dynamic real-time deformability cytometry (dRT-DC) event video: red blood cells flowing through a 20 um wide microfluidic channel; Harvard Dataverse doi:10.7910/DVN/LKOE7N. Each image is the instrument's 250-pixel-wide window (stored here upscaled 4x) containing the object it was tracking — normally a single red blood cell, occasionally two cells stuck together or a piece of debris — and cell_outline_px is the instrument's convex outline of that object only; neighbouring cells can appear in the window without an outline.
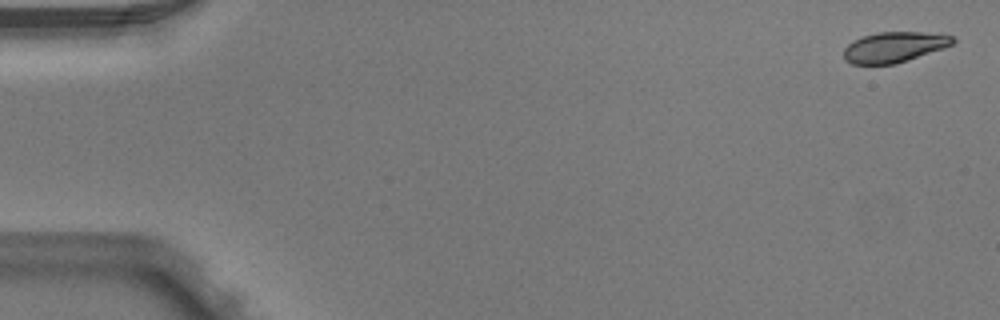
{"species": "Egyptian fruit bat (a non-hibernating species)", "species_latin": "Rousettus aegyptiacus", "temperature_condition": "warm", "stored_images_in_passage": 7, "camera_frame_rate_fps": 3000, "um_per_image_px": 0.085, "animal": {"sex": "male"}, "frame": {"image": 1, "passage_image": 1, "time_ms": 0.0, "image_size_px": [1000, 320], "cell_outline_px": [[956, 40], [952, 44], [944, 48], [896, 64], [852, 64], [844, 60], [844, 48], [852, 40], [864, 36], [880, 32], [924, 32], [956, 36]], "centroid_in_image_um": [76.01, 4.0], "position_along_channel_um": 9.0, "area_um2": 19.42}}
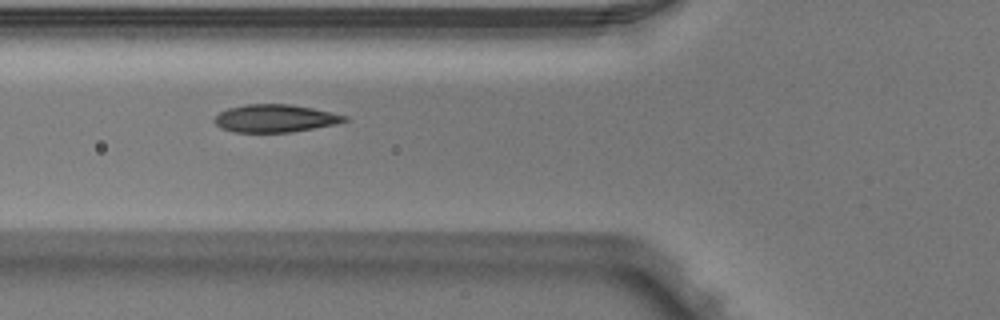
{"frame": {"image": 2, "passage_image": 6, "time_ms": 1.667, "image_size_px": [1000, 320], "cell_outline_px": [[348, 120], [336, 124], [292, 132], [232, 132], [220, 128], [212, 120], [220, 112], [228, 108], [244, 104], [292, 104], [312, 108], [348, 116]], "centroid_in_image_um": [23.36, 10.06], "position_along_channel_um": 102.4, "area_um2": 21.1}}
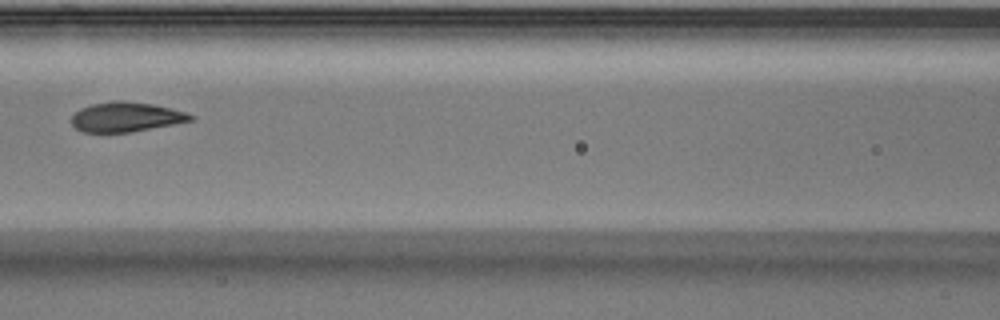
{"frame": {"image": 3, "passage_image": 7, "time_ms": 2.0, "image_size_px": [1000, 320], "cell_outline_px": [[196, 120], [128, 132], [84, 132], [76, 128], [72, 124], [72, 116], [80, 108], [92, 104], [112, 100], [124, 100], [152, 104], [184, 112], [196, 116]], "centroid_in_image_um": [10.71, 9.93], "position_along_channel_um": 155.9, "area_um2": 20.46}}